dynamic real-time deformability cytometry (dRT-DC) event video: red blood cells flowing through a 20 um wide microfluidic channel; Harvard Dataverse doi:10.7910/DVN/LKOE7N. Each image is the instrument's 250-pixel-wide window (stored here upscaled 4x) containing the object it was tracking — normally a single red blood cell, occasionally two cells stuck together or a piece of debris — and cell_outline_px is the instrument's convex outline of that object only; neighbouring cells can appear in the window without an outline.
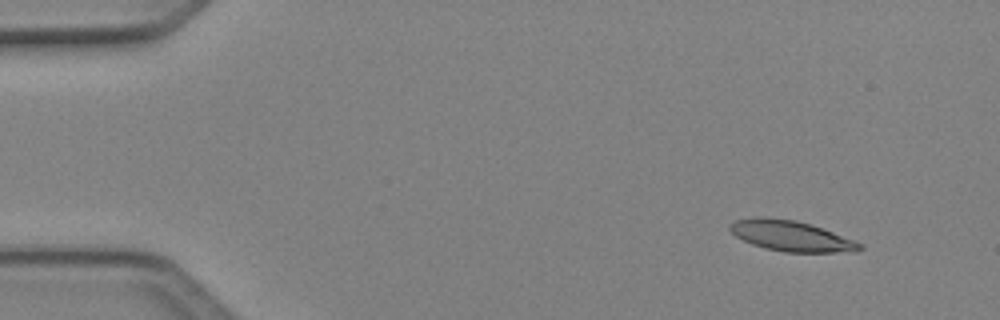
{"species": "Egyptian fruit bat (a non-hibernating species)", "species_latin": "Rousettus aegyptiacus", "temperature_condition": "cold", "stored_images_in_passage": 3, "camera_frame_rate_fps": 3000, "um_per_image_px": 0.085, "animal": {"sex": "female"}, "frame": {"image": 1, "passage_image": 1, "time_ms": 0.0, "image_size_px": [1000, 320], "cell_outline_px": [[864, 248], [856, 252], [784, 252], [764, 248], [752, 244], [736, 236], [728, 228], [728, 224], [736, 220], [752, 216], [764, 216], [796, 220], [812, 224], [856, 240], [864, 244]], "centroid_in_image_um": [67.27, 20.04], "position_along_channel_um": 17.7, "area_um2": 23.58}}
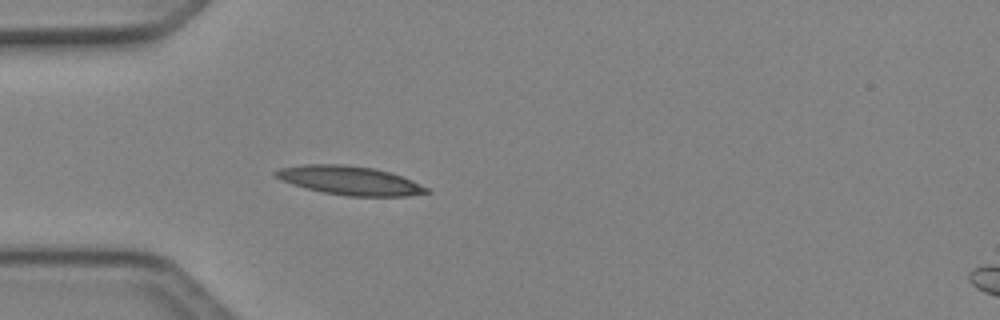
{"frame": {"image": 2, "passage_image": 3, "time_ms": 0.667, "image_size_px": [1000, 320], "cell_outline_px": [[432, 192], [408, 196], [348, 196], [324, 192], [292, 184], [280, 180], [272, 172], [280, 168], [304, 164], [340, 164], [376, 168], [392, 172], [412, 180], [428, 188]], "centroid_in_image_um": [29.76, 15.33], "position_along_channel_um": 55.2, "area_um2": 25.37}}